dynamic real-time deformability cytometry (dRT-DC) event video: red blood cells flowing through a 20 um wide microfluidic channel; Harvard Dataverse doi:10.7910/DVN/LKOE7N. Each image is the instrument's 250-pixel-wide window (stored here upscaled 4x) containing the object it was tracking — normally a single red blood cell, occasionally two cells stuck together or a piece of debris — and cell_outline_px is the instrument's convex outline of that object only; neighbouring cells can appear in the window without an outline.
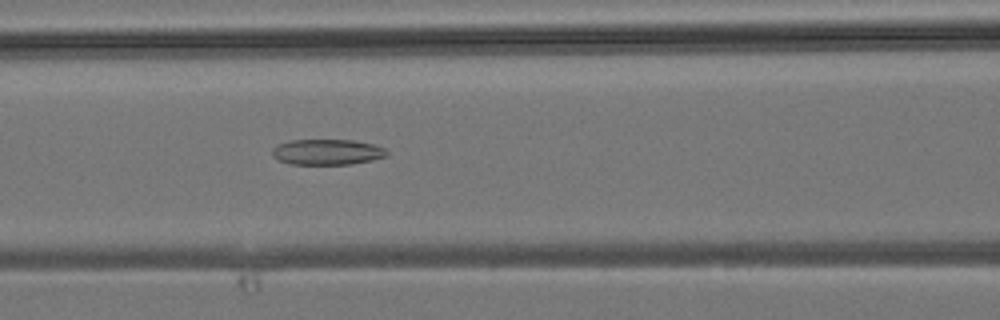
{"species": "common noctule bat (a hibernating species)", "species_latin": "Nyctalus noctula", "temperature_condition": "room temperature", "stored_images_in_passage": 32, "camera_frame_rate_fps": 3000, "um_per_image_px": 0.085, "animal": {"sex": "male", "body_mass_g": 19.2, "forearm_length_mm": 51.8}, "frame": {"image": 1, "passage_image": 8, "time_ms": 2.333, "image_size_px": [1000, 320], "cell_outline_px": [[388, 156], [372, 160], [352, 164], [288, 164], [272, 156], [272, 148], [276, 144], [292, 140], [352, 140], [376, 144], [384, 148], [388, 152]], "centroid_in_image_um": [27.82, 12.92], "position_along_channel_um": 138.8, "area_um2": 17.28}}
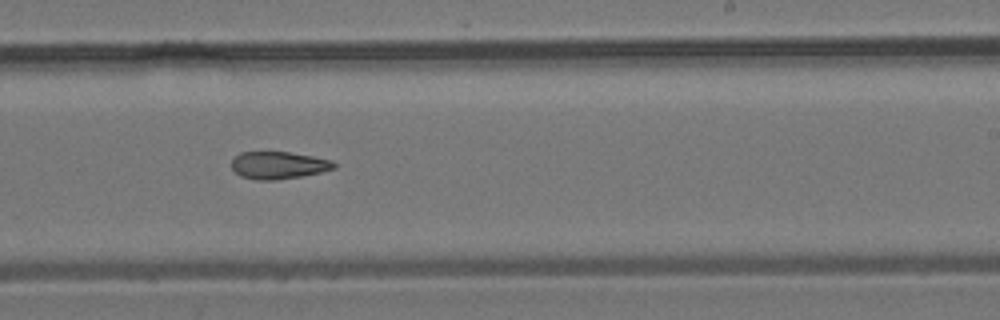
{"frame": {"image": 2, "passage_image": 16, "time_ms": 5.0, "image_size_px": [1000, 320], "cell_outline_px": [[336, 168], [320, 172], [300, 176], [272, 180], [256, 180], [240, 176], [232, 168], [232, 160], [240, 152], [288, 152], [312, 156], [332, 160], [336, 164]], "centroid_in_image_um": [23.67, 14.04], "position_along_channel_um": 265.3, "area_um2": 16.18}}
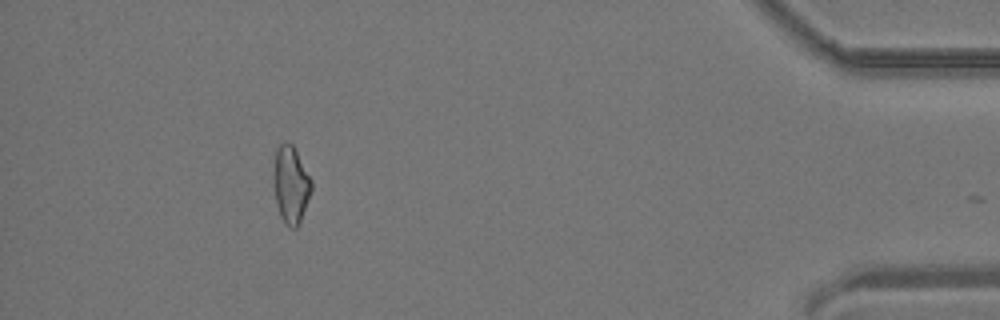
{"frame": {"image": 3, "passage_image": 29, "time_ms": 9.333, "image_size_px": [1000, 320], "cell_outline_px": [[312, 188], [300, 224], [296, 228], [288, 228], [280, 216], [276, 204], [272, 172], [276, 148], [280, 144], [288, 140], [292, 144], [312, 180]], "centroid_in_image_um": [24.7, 15.7], "position_along_channel_um": 410.5, "area_um2": 17.34}}